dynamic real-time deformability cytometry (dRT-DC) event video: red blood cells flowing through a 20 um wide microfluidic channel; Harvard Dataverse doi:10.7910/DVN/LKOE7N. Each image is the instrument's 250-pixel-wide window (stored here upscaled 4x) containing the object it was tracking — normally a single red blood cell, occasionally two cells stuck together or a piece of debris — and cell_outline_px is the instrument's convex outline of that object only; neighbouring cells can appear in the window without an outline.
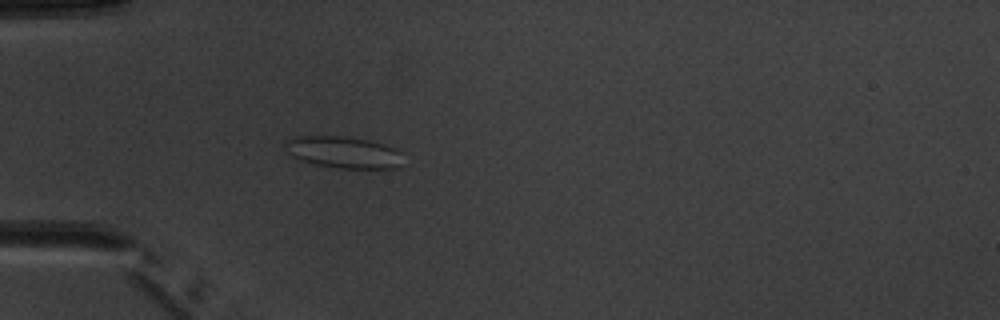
{"species": "common noctule bat (a hibernating species)", "species_latin": "Nyctalus noctula", "temperature_condition": "warm", "stored_images_in_passage": 3, "camera_frame_rate_fps": 3000, "um_per_image_px": 0.085, "animal": {"sex": "male", "body_mass_g": 20.1, "forearm_length_mm": 53.5}, "frame": {"image": 1, "passage_image": 3, "time_ms": 2.333, "image_size_px": [1000, 320], "cell_outline_px": [[400, 168], [340, 168], [316, 164], [300, 160], [292, 156], [288, 152], [284, 144], [284, 140], [296, 136], [344, 136], [368, 140], [396, 148], [400, 152]], "centroid_in_image_um": [29.16, 12.93], "position_along_channel_um": 55.8, "area_um2": 21.68}}